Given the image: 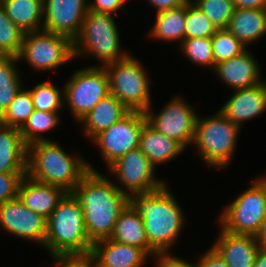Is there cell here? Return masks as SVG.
Listing matches in <instances>:
<instances>
[{
  "label": "cell",
  "instance_id": "6da1fadb",
  "mask_svg": "<svg viewBox=\"0 0 266 267\" xmlns=\"http://www.w3.org/2000/svg\"><path fill=\"white\" fill-rule=\"evenodd\" d=\"M84 214L86 233L92 243L110 238L129 197L98 171L90 170L72 191Z\"/></svg>",
  "mask_w": 266,
  "mask_h": 267
},
{
  "label": "cell",
  "instance_id": "4fadbf2b",
  "mask_svg": "<svg viewBox=\"0 0 266 267\" xmlns=\"http://www.w3.org/2000/svg\"><path fill=\"white\" fill-rule=\"evenodd\" d=\"M152 106L145 111L147 123L157 132L178 142L184 149L193 145L197 114L195 109L180 96L171 101L156 115Z\"/></svg>",
  "mask_w": 266,
  "mask_h": 267
},
{
  "label": "cell",
  "instance_id": "ba28073f",
  "mask_svg": "<svg viewBox=\"0 0 266 267\" xmlns=\"http://www.w3.org/2000/svg\"><path fill=\"white\" fill-rule=\"evenodd\" d=\"M63 87L64 103L77 122L110 93L108 73L98 65L76 70Z\"/></svg>",
  "mask_w": 266,
  "mask_h": 267
},
{
  "label": "cell",
  "instance_id": "f1b7e54d",
  "mask_svg": "<svg viewBox=\"0 0 266 267\" xmlns=\"http://www.w3.org/2000/svg\"><path fill=\"white\" fill-rule=\"evenodd\" d=\"M58 113L34 110L20 128L21 137L25 144L28 146L39 141H50V139L42 137L41 134L58 126L60 120Z\"/></svg>",
  "mask_w": 266,
  "mask_h": 267
},
{
  "label": "cell",
  "instance_id": "7c38bea8",
  "mask_svg": "<svg viewBox=\"0 0 266 267\" xmlns=\"http://www.w3.org/2000/svg\"><path fill=\"white\" fill-rule=\"evenodd\" d=\"M146 123L145 112L129 111L122 119L91 140L101 149L106 168L121 156L139 147L140 134Z\"/></svg>",
  "mask_w": 266,
  "mask_h": 267
},
{
  "label": "cell",
  "instance_id": "8fae6325",
  "mask_svg": "<svg viewBox=\"0 0 266 267\" xmlns=\"http://www.w3.org/2000/svg\"><path fill=\"white\" fill-rule=\"evenodd\" d=\"M155 168L138 147L121 156L107 169L121 183L122 187L116 185L117 188L129 197L158 190L166 184L165 180L154 176Z\"/></svg>",
  "mask_w": 266,
  "mask_h": 267
},
{
  "label": "cell",
  "instance_id": "d4e9b609",
  "mask_svg": "<svg viewBox=\"0 0 266 267\" xmlns=\"http://www.w3.org/2000/svg\"><path fill=\"white\" fill-rule=\"evenodd\" d=\"M139 148L155 167L172 161L185 150L178 142L157 132L148 123L141 131Z\"/></svg>",
  "mask_w": 266,
  "mask_h": 267
},
{
  "label": "cell",
  "instance_id": "7402d4cb",
  "mask_svg": "<svg viewBox=\"0 0 266 267\" xmlns=\"http://www.w3.org/2000/svg\"><path fill=\"white\" fill-rule=\"evenodd\" d=\"M27 172V145L19 128L0 124V173Z\"/></svg>",
  "mask_w": 266,
  "mask_h": 267
},
{
  "label": "cell",
  "instance_id": "e575fe53",
  "mask_svg": "<svg viewBox=\"0 0 266 267\" xmlns=\"http://www.w3.org/2000/svg\"><path fill=\"white\" fill-rule=\"evenodd\" d=\"M217 29L227 28L235 11L233 0H191Z\"/></svg>",
  "mask_w": 266,
  "mask_h": 267
},
{
  "label": "cell",
  "instance_id": "484cf974",
  "mask_svg": "<svg viewBox=\"0 0 266 267\" xmlns=\"http://www.w3.org/2000/svg\"><path fill=\"white\" fill-rule=\"evenodd\" d=\"M0 5L24 33L43 30V0H0Z\"/></svg>",
  "mask_w": 266,
  "mask_h": 267
},
{
  "label": "cell",
  "instance_id": "60d3db41",
  "mask_svg": "<svg viewBox=\"0 0 266 267\" xmlns=\"http://www.w3.org/2000/svg\"><path fill=\"white\" fill-rule=\"evenodd\" d=\"M196 265L197 267H228L226 262L213 247H210L209 250L207 249V251L201 255Z\"/></svg>",
  "mask_w": 266,
  "mask_h": 267
},
{
  "label": "cell",
  "instance_id": "d6986e66",
  "mask_svg": "<svg viewBox=\"0 0 266 267\" xmlns=\"http://www.w3.org/2000/svg\"><path fill=\"white\" fill-rule=\"evenodd\" d=\"M254 55L246 49L240 55L216 64L214 72L225 82V86L237 90L253 87L264 80L259 76L260 66Z\"/></svg>",
  "mask_w": 266,
  "mask_h": 267
},
{
  "label": "cell",
  "instance_id": "1f68e13d",
  "mask_svg": "<svg viewBox=\"0 0 266 267\" xmlns=\"http://www.w3.org/2000/svg\"><path fill=\"white\" fill-rule=\"evenodd\" d=\"M24 34L11 21L0 5V56L17 57L23 43Z\"/></svg>",
  "mask_w": 266,
  "mask_h": 267
},
{
  "label": "cell",
  "instance_id": "7bdbcfd3",
  "mask_svg": "<svg viewBox=\"0 0 266 267\" xmlns=\"http://www.w3.org/2000/svg\"><path fill=\"white\" fill-rule=\"evenodd\" d=\"M235 8L266 9V0H233Z\"/></svg>",
  "mask_w": 266,
  "mask_h": 267
},
{
  "label": "cell",
  "instance_id": "44dd1931",
  "mask_svg": "<svg viewBox=\"0 0 266 267\" xmlns=\"http://www.w3.org/2000/svg\"><path fill=\"white\" fill-rule=\"evenodd\" d=\"M130 110L114 95L102 98L79 122L84 135L92 140L100 132L122 119Z\"/></svg>",
  "mask_w": 266,
  "mask_h": 267
},
{
  "label": "cell",
  "instance_id": "8992f818",
  "mask_svg": "<svg viewBox=\"0 0 266 267\" xmlns=\"http://www.w3.org/2000/svg\"><path fill=\"white\" fill-rule=\"evenodd\" d=\"M240 128L220 111L205 118L197 116L193 144L208 167L223 169L229 166Z\"/></svg>",
  "mask_w": 266,
  "mask_h": 267
},
{
  "label": "cell",
  "instance_id": "5bb4252c",
  "mask_svg": "<svg viewBox=\"0 0 266 267\" xmlns=\"http://www.w3.org/2000/svg\"><path fill=\"white\" fill-rule=\"evenodd\" d=\"M0 227L8 234L44 246L47 219L26 207L19 197L0 205Z\"/></svg>",
  "mask_w": 266,
  "mask_h": 267
},
{
  "label": "cell",
  "instance_id": "8d00e7d4",
  "mask_svg": "<svg viewBox=\"0 0 266 267\" xmlns=\"http://www.w3.org/2000/svg\"><path fill=\"white\" fill-rule=\"evenodd\" d=\"M27 172L0 173V205L18 197V188Z\"/></svg>",
  "mask_w": 266,
  "mask_h": 267
},
{
  "label": "cell",
  "instance_id": "4dcf8cb0",
  "mask_svg": "<svg viewBox=\"0 0 266 267\" xmlns=\"http://www.w3.org/2000/svg\"><path fill=\"white\" fill-rule=\"evenodd\" d=\"M34 109L46 112H58L64 106V89L57 88L51 81L37 84L29 89Z\"/></svg>",
  "mask_w": 266,
  "mask_h": 267
},
{
  "label": "cell",
  "instance_id": "83f0119b",
  "mask_svg": "<svg viewBox=\"0 0 266 267\" xmlns=\"http://www.w3.org/2000/svg\"><path fill=\"white\" fill-rule=\"evenodd\" d=\"M13 56H0V116L23 87Z\"/></svg>",
  "mask_w": 266,
  "mask_h": 267
},
{
  "label": "cell",
  "instance_id": "9a60e30c",
  "mask_svg": "<svg viewBox=\"0 0 266 267\" xmlns=\"http://www.w3.org/2000/svg\"><path fill=\"white\" fill-rule=\"evenodd\" d=\"M87 0H43V30L69 37L79 35L89 10Z\"/></svg>",
  "mask_w": 266,
  "mask_h": 267
},
{
  "label": "cell",
  "instance_id": "ee69618b",
  "mask_svg": "<svg viewBox=\"0 0 266 267\" xmlns=\"http://www.w3.org/2000/svg\"><path fill=\"white\" fill-rule=\"evenodd\" d=\"M254 267H266V247H260L257 251Z\"/></svg>",
  "mask_w": 266,
  "mask_h": 267
},
{
  "label": "cell",
  "instance_id": "2e32d148",
  "mask_svg": "<svg viewBox=\"0 0 266 267\" xmlns=\"http://www.w3.org/2000/svg\"><path fill=\"white\" fill-rule=\"evenodd\" d=\"M90 256L94 267H143L147 257H151L142 248L110 238L94 242Z\"/></svg>",
  "mask_w": 266,
  "mask_h": 267
},
{
  "label": "cell",
  "instance_id": "30bf717a",
  "mask_svg": "<svg viewBox=\"0 0 266 267\" xmlns=\"http://www.w3.org/2000/svg\"><path fill=\"white\" fill-rule=\"evenodd\" d=\"M223 210L219 223L224 230L256 236L266 216V192L254 179L253 184Z\"/></svg>",
  "mask_w": 266,
  "mask_h": 267
},
{
  "label": "cell",
  "instance_id": "ab89813d",
  "mask_svg": "<svg viewBox=\"0 0 266 267\" xmlns=\"http://www.w3.org/2000/svg\"><path fill=\"white\" fill-rule=\"evenodd\" d=\"M157 259V263L155 262L156 267H197L196 263L192 264L187 262L186 260L169 254H158L153 258Z\"/></svg>",
  "mask_w": 266,
  "mask_h": 267
},
{
  "label": "cell",
  "instance_id": "f546056e",
  "mask_svg": "<svg viewBox=\"0 0 266 267\" xmlns=\"http://www.w3.org/2000/svg\"><path fill=\"white\" fill-rule=\"evenodd\" d=\"M34 110L30 91L22 87L0 116V124L20 129Z\"/></svg>",
  "mask_w": 266,
  "mask_h": 267
},
{
  "label": "cell",
  "instance_id": "f35d334b",
  "mask_svg": "<svg viewBox=\"0 0 266 267\" xmlns=\"http://www.w3.org/2000/svg\"><path fill=\"white\" fill-rule=\"evenodd\" d=\"M126 0H92L89 3V10L98 13L117 14V10L121 9Z\"/></svg>",
  "mask_w": 266,
  "mask_h": 267
},
{
  "label": "cell",
  "instance_id": "b9f144b4",
  "mask_svg": "<svg viewBox=\"0 0 266 267\" xmlns=\"http://www.w3.org/2000/svg\"><path fill=\"white\" fill-rule=\"evenodd\" d=\"M148 2L157 9L158 13L182 6L187 0H148Z\"/></svg>",
  "mask_w": 266,
  "mask_h": 267
},
{
  "label": "cell",
  "instance_id": "d590c367",
  "mask_svg": "<svg viewBox=\"0 0 266 267\" xmlns=\"http://www.w3.org/2000/svg\"><path fill=\"white\" fill-rule=\"evenodd\" d=\"M215 65L240 55L246 47L226 28L217 29L211 37Z\"/></svg>",
  "mask_w": 266,
  "mask_h": 267
},
{
  "label": "cell",
  "instance_id": "74e56055",
  "mask_svg": "<svg viewBox=\"0 0 266 267\" xmlns=\"http://www.w3.org/2000/svg\"><path fill=\"white\" fill-rule=\"evenodd\" d=\"M55 267H94L90 254L51 256Z\"/></svg>",
  "mask_w": 266,
  "mask_h": 267
},
{
  "label": "cell",
  "instance_id": "f6af8a7d",
  "mask_svg": "<svg viewBox=\"0 0 266 267\" xmlns=\"http://www.w3.org/2000/svg\"><path fill=\"white\" fill-rule=\"evenodd\" d=\"M255 238L261 247H266V216L264 217L261 227Z\"/></svg>",
  "mask_w": 266,
  "mask_h": 267
},
{
  "label": "cell",
  "instance_id": "3957f363",
  "mask_svg": "<svg viewBox=\"0 0 266 267\" xmlns=\"http://www.w3.org/2000/svg\"><path fill=\"white\" fill-rule=\"evenodd\" d=\"M90 170L97 171L80 155L67 154L52 140L27 146L26 175L35 181L72 192Z\"/></svg>",
  "mask_w": 266,
  "mask_h": 267
},
{
  "label": "cell",
  "instance_id": "52a82bcc",
  "mask_svg": "<svg viewBox=\"0 0 266 267\" xmlns=\"http://www.w3.org/2000/svg\"><path fill=\"white\" fill-rule=\"evenodd\" d=\"M130 55L104 67L109 76L110 93L130 111L145 112L152 105L150 79L144 66Z\"/></svg>",
  "mask_w": 266,
  "mask_h": 267
},
{
  "label": "cell",
  "instance_id": "ac0fdd59",
  "mask_svg": "<svg viewBox=\"0 0 266 267\" xmlns=\"http://www.w3.org/2000/svg\"><path fill=\"white\" fill-rule=\"evenodd\" d=\"M219 236L212 247L228 267H254L257 251L261 247L253 235L234 234L220 226Z\"/></svg>",
  "mask_w": 266,
  "mask_h": 267
},
{
  "label": "cell",
  "instance_id": "ffe728a7",
  "mask_svg": "<svg viewBox=\"0 0 266 267\" xmlns=\"http://www.w3.org/2000/svg\"><path fill=\"white\" fill-rule=\"evenodd\" d=\"M67 193L62 187L35 181L27 175L18 188V197L23 204L46 219Z\"/></svg>",
  "mask_w": 266,
  "mask_h": 267
},
{
  "label": "cell",
  "instance_id": "4316f807",
  "mask_svg": "<svg viewBox=\"0 0 266 267\" xmlns=\"http://www.w3.org/2000/svg\"><path fill=\"white\" fill-rule=\"evenodd\" d=\"M186 3L177 8L156 13V20L149 32L150 38L162 41L185 39Z\"/></svg>",
  "mask_w": 266,
  "mask_h": 267
},
{
  "label": "cell",
  "instance_id": "7a4b0ae2",
  "mask_svg": "<svg viewBox=\"0 0 266 267\" xmlns=\"http://www.w3.org/2000/svg\"><path fill=\"white\" fill-rule=\"evenodd\" d=\"M129 205L143 218L150 247L157 254H168L182 232L186 217L167 183L158 190L129 196Z\"/></svg>",
  "mask_w": 266,
  "mask_h": 267
},
{
  "label": "cell",
  "instance_id": "d6a6232c",
  "mask_svg": "<svg viewBox=\"0 0 266 267\" xmlns=\"http://www.w3.org/2000/svg\"><path fill=\"white\" fill-rule=\"evenodd\" d=\"M185 39L211 38L217 28L191 0L186 2Z\"/></svg>",
  "mask_w": 266,
  "mask_h": 267
},
{
  "label": "cell",
  "instance_id": "e0dca14e",
  "mask_svg": "<svg viewBox=\"0 0 266 267\" xmlns=\"http://www.w3.org/2000/svg\"><path fill=\"white\" fill-rule=\"evenodd\" d=\"M219 111L240 127L244 121L262 115L266 111V81L253 87L234 90L233 96Z\"/></svg>",
  "mask_w": 266,
  "mask_h": 267
},
{
  "label": "cell",
  "instance_id": "9c48e42d",
  "mask_svg": "<svg viewBox=\"0 0 266 267\" xmlns=\"http://www.w3.org/2000/svg\"><path fill=\"white\" fill-rule=\"evenodd\" d=\"M73 58V41L67 36L45 30L25 33L17 56L18 60L25 59L38 71H56V68Z\"/></svg>",
  "mask_w": 266,
  "mask_h": 267
},
{
  "label": "cell",
  "instance_id": "836d02e7",
  "mask_svg": "<svg viewBox=\"0 0 266 267\" xmlns=\"http://www.w3.org/2000/svg\"><path fill=\"white\" fill-rule=\"evenodd\" d=\"M182 54L195 64L215 68L213 46L211 38L184 39L180 45Z\"/></svg>",
  "mask_w": 266,
  "mask_h": 267
},
{
  "label": "cell",
  "instance_id": "5b68a950",
  "mask_svg": "<svg viewBox=\"0 0 266 267\" xmlns=\"http://www.w3.org/2000/svg\"><path fill=\"white\" fill-rule=\"evenodd\" d=\"M113 17L109 13L87 11L79 35L73 40L75 58L94 56L102 64L99 67H105L129 55L121 50L120 33Z\"/></svg>",
  "mask_w": 266,
  "mask_h": 267
},
{
  "label": "cell",
  "instance_id": "603a6c76",
  "mask_svg": "<svg viewBox=\"0 0 266 267\" xmlns=\"http://www.w3.org/2000/svg\"><path fill=\"white\" fill-rule=\"evenodd\" d=\"M110 239L142 248L153 258L158 255L148 243L143 218L129 204L120 213Z\"/></svg>",
  "mask_w": 266,
  "mask_h": 267
},
{
  "label": "cell",
  "instance_id": "cb8c5ba5",
  "mask_svg": "<svg viewBox=\"0 0 266 267\" xmlns=\"http://www.w3.org/2000/svg\"><path fill=\"white\" fill-rule=\"evenodd\" d=\"M226 29L248 48L266 35V9L236 8Z\"/></svg>",
  "mask_w": 266,
  "mask_h": 267
},
{
  "label": "cell",
  "instance_id": "bcb514c9",
  "mask_svg": "<svg viewBox=\"0 0 266 267\" xmlns=\"http://www.w3.org/2000/svg\"><path fill=\"white\" fill-rule=\"evenodd\" d=\"M266 192V177H260L256 179Z\"/></svg>",
  "mask_w": 266,
  "mask_h": 267
},
{
  "label": "cell",
  "instance_id": "277c9868",
  "mask_svg": "<svg viewBox=\"0 0 266 267\" xmlns=\"http://www.w3.org/2000/svg\"><path fill=\"white\" fill-rule=\"evenodd\" d=\"M92 242L78 199L68 192L47 219L44 247L51 256L90 254Z\"/></svg>",
  "mask_w": 266,
  "mask_h": 267
}]
</instances>
